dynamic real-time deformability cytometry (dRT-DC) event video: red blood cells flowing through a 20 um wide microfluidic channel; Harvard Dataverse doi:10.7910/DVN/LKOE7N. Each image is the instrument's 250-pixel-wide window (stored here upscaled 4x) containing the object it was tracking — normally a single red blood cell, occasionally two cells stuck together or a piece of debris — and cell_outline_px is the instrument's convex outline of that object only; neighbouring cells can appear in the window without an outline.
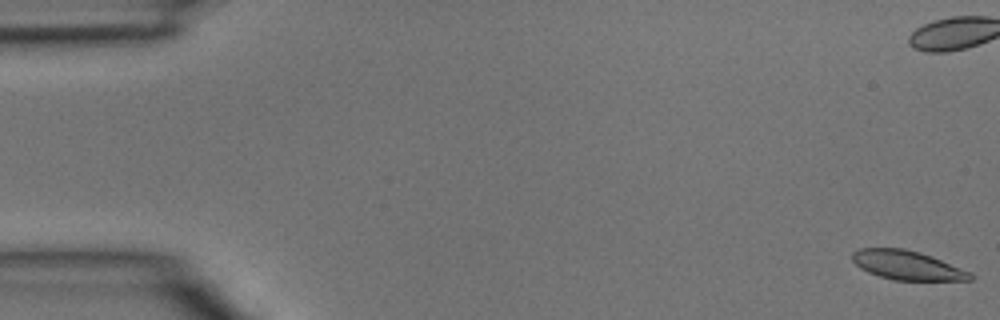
{"species": "common noctule bat (a hibernating species)", "species_latin": "Nyctalus noctula", "temperature_condition": "room temperature", "stored_images_in_passage": 47, "camera_frame_rate_fps": 3000, "um_per_image_px": 0.085, "animal": {"sex": "male", "body_mass_g": 15.6}, "frame": {"image": 1, "passage_image": 1, "time_ms": 0.0, "image_size_px": [1000, 320], "cell_outline_px": [[972, 280], [892, 280], [868, 272], [860, 268], [852, 260], [852, 252], [860, 248], [904, 248], [920, 252], [932, 256], [972, 272]], "centroid_in_image_um": [77.11, 22.54], "position_along_channel_um": 7.9, "area_um2": 20.06}}